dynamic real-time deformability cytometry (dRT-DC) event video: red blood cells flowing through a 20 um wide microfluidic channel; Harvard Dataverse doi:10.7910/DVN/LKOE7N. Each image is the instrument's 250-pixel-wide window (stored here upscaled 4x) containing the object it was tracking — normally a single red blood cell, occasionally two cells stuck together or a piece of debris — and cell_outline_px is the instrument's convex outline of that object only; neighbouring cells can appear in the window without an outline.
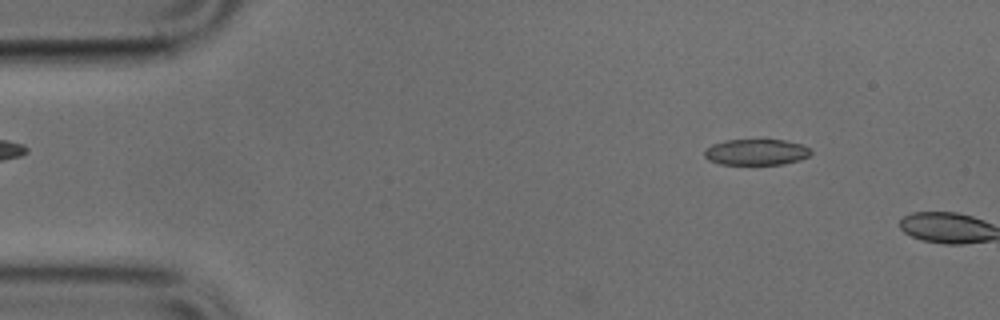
{"species": "common noctule bat (a hibernating species)", "species_latin": "Nyctalus noctula", "temperature_condition": "cold", "stored_images_in_passage": 6, "camera_frame_rate_fps": 3000, "um_per_image_px": 0.085, "animal": {"sex": "male", "body_mass_g": 17.9, "forearm_length_mm": 54.2}, "frame": {"image": 1, "passage_image": 5, "time_ms": 1.333, "image_size_px": [1000, 320], "cell_outline_px": [[812, 152], [808, 156], [800, 160], [784, 164], [720, 164], [708, 160], [704, 156], [704, 148], [712, 144], [724, 140], [764, 136], [804, 144]], "centroid_in_image_um": [64.26, 12.87], "position_along_channel_um": 20.7, "area_um2": 17.11}}